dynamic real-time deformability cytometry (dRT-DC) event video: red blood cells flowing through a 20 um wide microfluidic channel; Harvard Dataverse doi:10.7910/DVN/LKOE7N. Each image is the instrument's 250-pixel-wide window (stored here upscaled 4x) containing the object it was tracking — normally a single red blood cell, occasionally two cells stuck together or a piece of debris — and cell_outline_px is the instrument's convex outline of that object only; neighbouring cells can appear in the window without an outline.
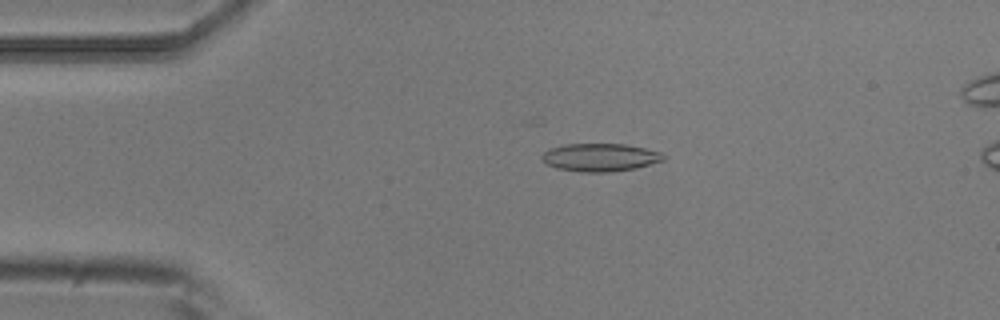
{"species": "common noctule bat (a hibernating species)", "species_latin": "Nyctalus noctula", "temperature_condition": "room temperature", "stored_images_in_passage": 7, "camera_frame_rate_fps": 3000, "um_per_image_px": 0.085, "animal": {"sex": "male", "body_mass_g": 20.5, "forearm_length_mm": 52.5}, "frame": {"image": 1, "passage_image": 5, "time_ms": 1.333, "image_size_px": [1000, 320], "cell_outline_px": [[668, 156], [664, 160], [636, 168], [612, 172], [580, 172], [556, 168], [544, 164], [540, 160], [540, 156], [544, 152], [552, 148], [564, 144], [624, 144], [664, 152]], "centroid_in_image_um": [51.01, 13.38], "position_along_channel_um": 34.0, "area_um2": 20.11}}